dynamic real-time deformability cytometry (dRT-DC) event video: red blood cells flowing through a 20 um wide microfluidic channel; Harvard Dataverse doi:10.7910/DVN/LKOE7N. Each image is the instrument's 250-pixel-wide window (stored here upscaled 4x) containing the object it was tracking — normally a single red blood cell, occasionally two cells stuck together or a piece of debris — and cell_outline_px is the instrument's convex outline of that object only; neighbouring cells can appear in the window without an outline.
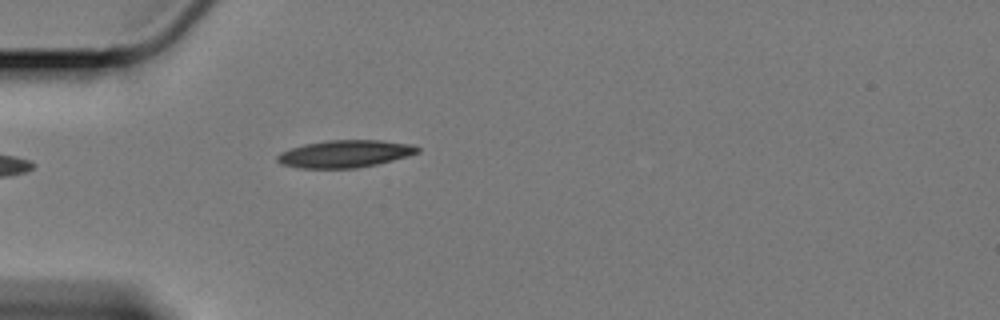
{"species": "Egyptian fruit bat (a non-hibernating species)", "species_latin": "Rousettus aegyptiacus", "temperature_condition": "cold", "stored_images_in_passage": 38, "camera_frame_rate_fps": 3000, "um_per_image_px": 0.085, "animal": {"sex": "female"}, "frame": {"image": 1, "passage_image": 1, "time_ms": 0.0, "image_size_px": [1000, 320], "cell_outline_px": [[420, 152], [408, 156], [376, 164], [356, 168], [304, 168], [280, 164], [276, 160], [276, 156], [280, 152], [304, 144], [328, 140], [380, 140], [412, 144], [420, 148]], "centroid_in_image_um": [29.32, 13.07], "position_along_channel_um": 55.7, "area_um2": 22.31}}
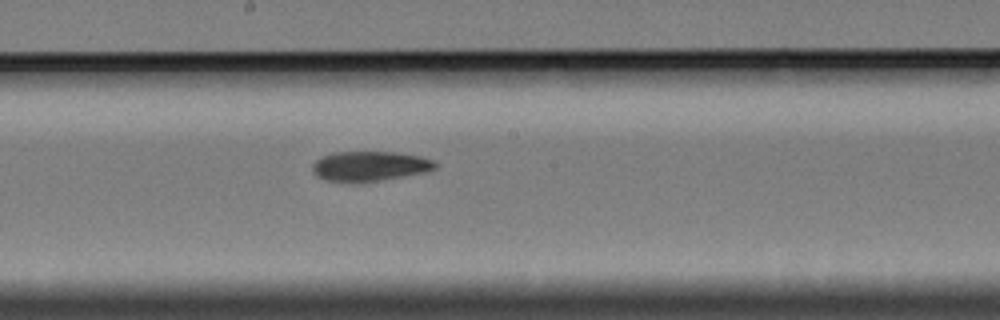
{"frame": {"image": 2, "passage_image": 16, "time_ms": 5.0, "image_size_px": [1000, 320], "cell_outline_px": [[436, 168], [424, 172], [376, 180], [328, 180], [316, 176], [312, 172], [312, 164], [320, 156], [332, 152], [392, 152], [420, 156], [432, 160], [436, 164]], "centroid_in_image_um": [31.38, 14.08], "position_along_channel_um": 216.8, "area_um2": 20.63}}
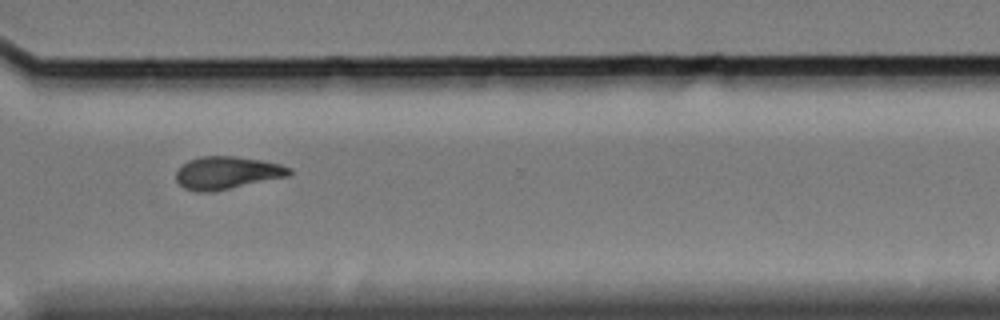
{"frame": {"image": 3, "passage_image": 28, "time_ms": 9.0, "image_size_px": [1000, 320], "cell_outline_px": [[292, 172], [288, 176], [212, 192], [196, 192], [184, 188], [176, 180], [176, 172], [188, 160], [200, 156], [236, 156], [260, 160], [280, 164], [292, 168]], "centroid_in_image_um": [19.29, 14.69], "position_along_channel_um": 351.3, "area_um2": 21.5}, "authors_computed_cell_mechanics": {"area_um2": 21.4727, "velocity_mm_per_s": 3.3672, "shape_relaxation_time_tau1_ms": 5.3026, "shape_relaxation_time_tau2_ms": 10.58, "deformation_change_tau1": 0.1398, "deformation_change_tau2": 0.171}}